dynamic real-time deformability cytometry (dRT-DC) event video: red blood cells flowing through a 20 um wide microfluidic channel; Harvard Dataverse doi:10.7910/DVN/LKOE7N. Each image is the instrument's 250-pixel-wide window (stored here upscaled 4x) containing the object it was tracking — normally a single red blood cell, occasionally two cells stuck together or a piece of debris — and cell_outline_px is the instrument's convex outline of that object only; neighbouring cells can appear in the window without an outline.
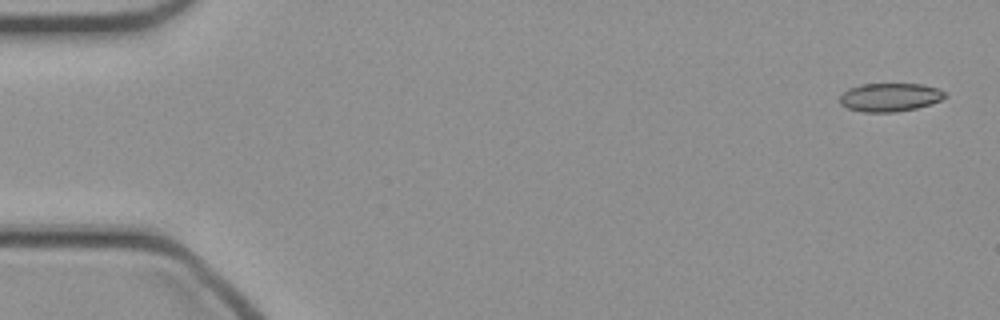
{"species": "common noctule bat (a hibernating species)", "species_latin": "Nyctalus noctula", "temperature_condition": "cold", "stored_images_in_passage": 48, "camera_frame_rate_fps": 3000, "um_per_image_px": 0.085, "animal": {"sex": "female", "body_mass_g": 21.9}, "frame": {"image": 1, "passage_image": 2, "time_ms": 0.333, "image_size_px": [1000, 320], "cell_outline_px": [[948, 96], [940, 100], [916, 108], [896, 112], [864, 112], [848, 108], [840, 104], [840, 96], [848, 88], [860, 84], [924, 84], [940, 88]], "centroid_in_image_um": [75.65, 8.26], "position_along_channel_um": 9.4, "area_um2": 17.46}}
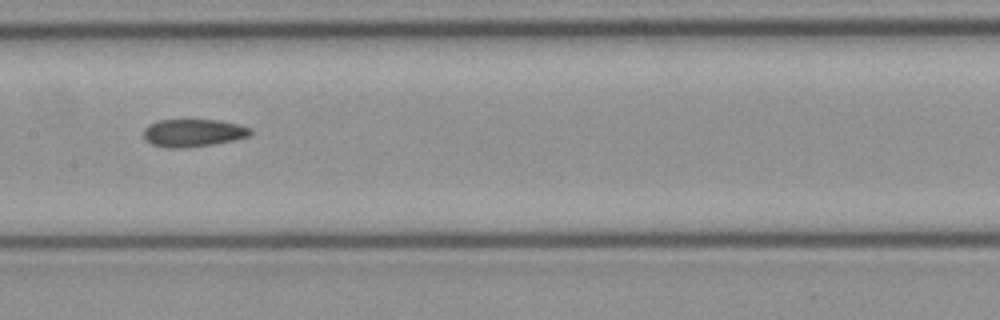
{"frame": {"image": 2, "passage_image": 24, "time_ms": 7.667, "image_size_px": [1000, 320], "cell_outline_px": [[252, 132], [248, 136], [232, 140], [212, 144], [188, 148], [164, 148], [152, 144], [144, 140], [144, 128], [148, 124], [160, 120], [216, 120], [236, 124], [252, 128]], "centroid_in_image_um": [16.37, 11.3], "position_along_channel_um": 191.0, "area_um2": 17.22}}
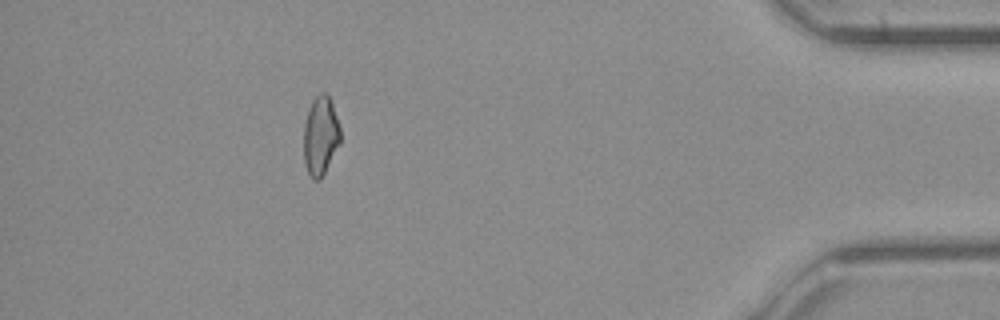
{"frame": {"image": 3, "passage_image": 43, "time_ms": 14.0, "image_size_px": [1000, 320], "cell_outline_px": [[340, 144], [320, 180], [312, 180], [304, 164], [304, 124], [312, 100], [320, 92], [324, 92], [328, 96], [332, 104], [340, 128]], "centroid_in_image_um": [27.24, 11.57], "position_along_channel_um": 408.0, "area_um2": 16.76}}